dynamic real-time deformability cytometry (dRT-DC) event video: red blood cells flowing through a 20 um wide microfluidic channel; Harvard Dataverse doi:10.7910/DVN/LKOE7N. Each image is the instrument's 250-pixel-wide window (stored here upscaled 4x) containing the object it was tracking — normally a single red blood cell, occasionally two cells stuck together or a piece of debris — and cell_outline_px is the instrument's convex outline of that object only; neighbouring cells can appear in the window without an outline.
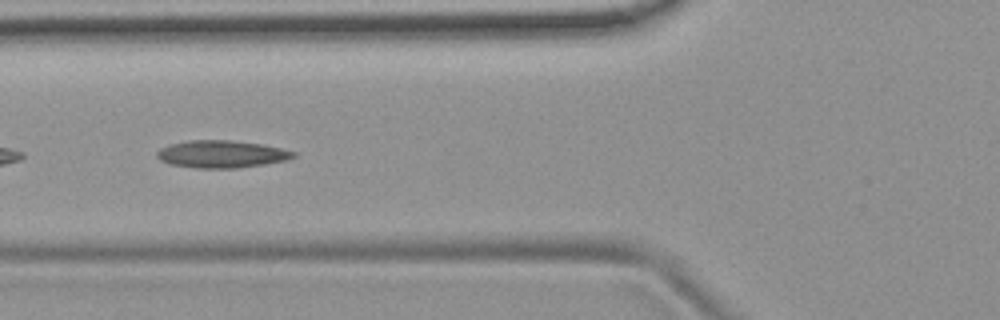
{"species": "common noctule bat (a hibernating species)", "species_latin": "Nyctalus noctula", "temperature_condition": "room temperature", "stored_images_in_passage": 22, "camera_frame_rate_fps": 3000, "um_per_image_px": 0.085, "animal": {"sex": "female", "body_mass_g": 19.9}, "frame": {"image": 1, "passage_image": 19, "time_ms": 6.0, "image_size_px": [1000, 320], "cell_outline_px": [[296, 156], [288, 160], [264, 164], [236, 168], [196, 168], [172, 164], [160, 160], [156, 156], [156, 152], [160, 148], [168, 144], [188, 140], [232, 140], [260, 144], [280, 148], [296, 152]], "centroid_in_image_um": [18.81, 13.09], "position_along_channel_um": 107.0, "area_um2": 21.79}}